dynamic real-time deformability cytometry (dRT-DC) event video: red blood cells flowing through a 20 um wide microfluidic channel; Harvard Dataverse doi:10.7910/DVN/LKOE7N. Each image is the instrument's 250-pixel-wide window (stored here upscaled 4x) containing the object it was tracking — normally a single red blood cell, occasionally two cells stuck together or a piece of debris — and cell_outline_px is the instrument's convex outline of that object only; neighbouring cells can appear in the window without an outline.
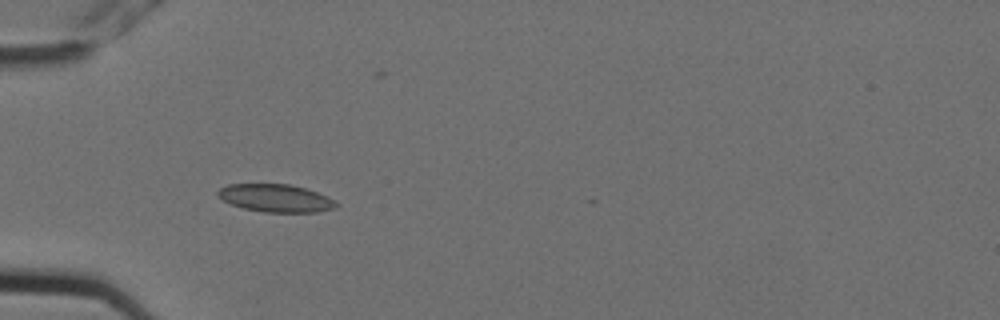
{"species": "Egyptian fruit bat (a non-hibernating species)", "species_latin": "Rousettus aegyptiacus", "temperature_condition": "cold", "stored_images_in_passage": 5, "camera_frame_rate_fps": 3000, "um_per_image_px": 0.085, "animal": {"sex": "female"}, "frame": {"image": 1, "passage_image": 4, "time_ms": 1.0, "image_size_px": [1000, 320], "cell_outline_px": [[336, 208], [316, 212], [264, 212], [244, 208], [232, 204], [216, 196], [216, 192], [220, 188], [228, 184], [288, 184], [304, 188], [328, 196], [336, 200]], "centroid_in_image_um": [23.43, 16.84], "position_along_channel_um": 61.6, "area_um2": 19.07}}